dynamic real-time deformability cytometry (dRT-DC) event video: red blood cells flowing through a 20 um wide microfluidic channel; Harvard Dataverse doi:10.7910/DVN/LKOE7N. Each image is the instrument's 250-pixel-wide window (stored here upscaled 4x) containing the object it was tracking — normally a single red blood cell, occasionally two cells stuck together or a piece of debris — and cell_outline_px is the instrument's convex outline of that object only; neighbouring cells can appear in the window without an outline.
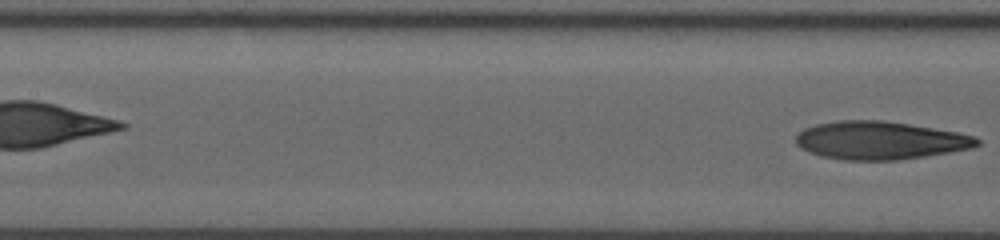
{"species": "human", "species_latin": "Homo sapiens", "temperature_condition": "room temperature", "stored_images_in_passage": 11, "segment_of_instrument_passage": [2, 2], "camera_frame_rate_fps": 3000, "um_per_image_px": 0.085, "donor": {"sex": "male"}, "frame": {"image": 1, "passage_image": 11, "time_ms": 4.667, "image_size_px": [1000, 240], "cell_outline_px": [[980, 144], [972, 148], [924, 156], [896, 160], [844, 160], [820, 156], [808, 152], [800, 148], [796, 144], [796, 136], [804, 128], [816, 124], [836, 120], [884, 120], [956, 132], [976, 136], [980, 140]], "centroid_in_image_um": [74.77, 11.93], "position_along_channel_um": 132.6, "area_um2": 40.17}}